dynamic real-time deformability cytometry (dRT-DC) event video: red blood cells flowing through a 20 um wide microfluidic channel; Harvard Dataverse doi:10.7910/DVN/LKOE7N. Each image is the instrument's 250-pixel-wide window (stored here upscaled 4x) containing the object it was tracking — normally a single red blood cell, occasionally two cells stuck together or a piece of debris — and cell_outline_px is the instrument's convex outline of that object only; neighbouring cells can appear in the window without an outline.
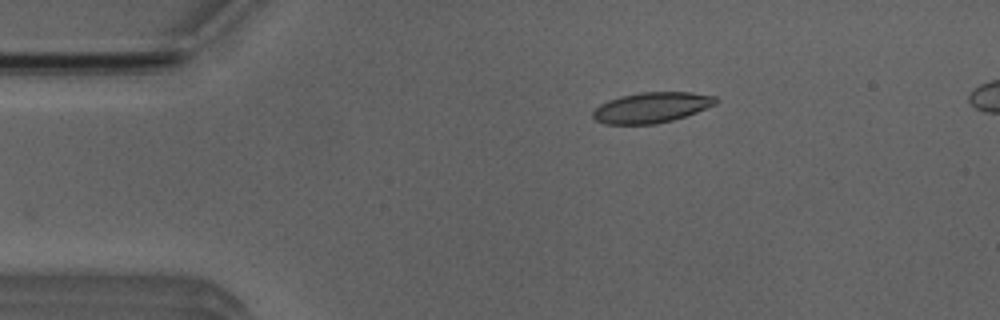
{"species": "Egyptian fruit bat (a non-hibernating species)", "species_latin": "Rousettus aegyptiacus", "temperature_condition": "room temperature", "stored_images_in_passage": 4, "camera_frame_rate_fps": 3000, "um_per_image_px": 0.085, "animal": {"sex": "male"}, "frame": {"image": 1, "passage_image": 2, "time_ms": 1.0, "image_size_px": [1000, 320], "cell_outline_px": [[720, 100], [716, 104], [696, 112], [672, 120], [656, 124], [604, 124], [596, 120], [592, 116], [592, 112], [600, 104], [608, 100], [620, 96], [640, 92], [692, 92], [716, 96]], "centroid_in_image_um": [55.39, 9.13], "position_along_channel_um": 29.6, "area_um2": 21.91}}